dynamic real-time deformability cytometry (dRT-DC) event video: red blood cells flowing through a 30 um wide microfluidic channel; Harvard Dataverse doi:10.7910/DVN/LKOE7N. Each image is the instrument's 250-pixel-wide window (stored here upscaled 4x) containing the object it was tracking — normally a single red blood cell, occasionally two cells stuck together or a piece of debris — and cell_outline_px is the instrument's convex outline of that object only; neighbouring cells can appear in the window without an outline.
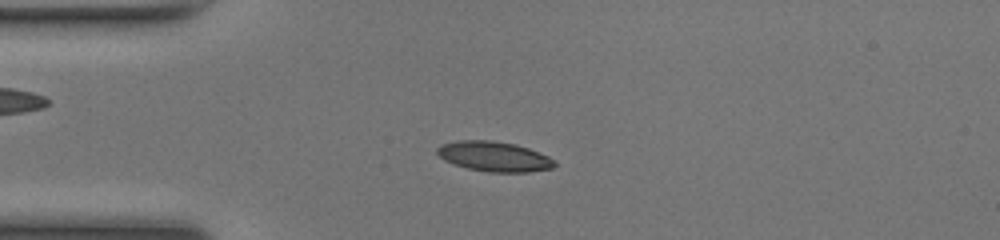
{"species": "common noctule bat (a hibernating species)", "species_latin": "Nyctalus noctula", "temperature_condition": "room temperature", "stored_images_in_passage": 50, "camera_frame_rate_fps": 3000, "um_per_image_px": 0.085, "animal": {"sex": "female", "body_mass_g": 17.0, "forearm_length_mm": 48.0}, "frame": {"image": 1, "passage_image": 13, "time_ms": 4.0, "image_size_px": [1000, 240], "cell_outline_px": [[556, 164], [552, 168], [528, 172], [488, 172], [468, 168], [452, 164], [444, 160], [436, 152], [436, 148], [440, 144], [460, 140], [492, 140], [516, 144], [528, 148], [548, 156]], "centroid_in_image_um": [41.96, 13.29], "position_along_channel_um": 43.0, "area_um2": 20.52}}
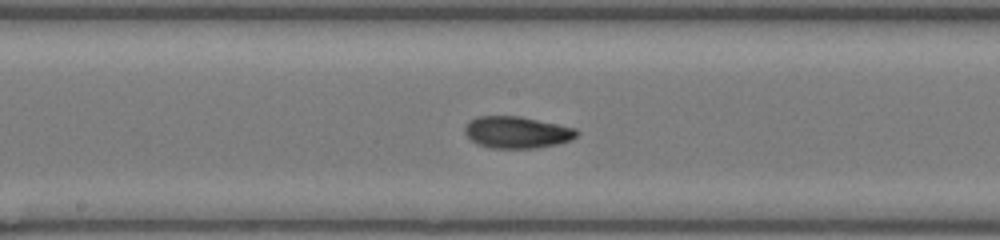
{"frame": {"image": 2, "passage_image": 26, "time_ms": 8.333, "image_size_px": [1000, 240], "cell_outline_px": [[580, 132], [572, 140], [560, 144], [536, 148], [488, 148], [476, 144], [464, 132], [464, 128], [468, 120], [476, 116], [520, 116], [576, 128]], "centroid_in_image_um": [43.94, 11.25], "position_along_channel_um": 204.3, "area_um2": 21.04}}
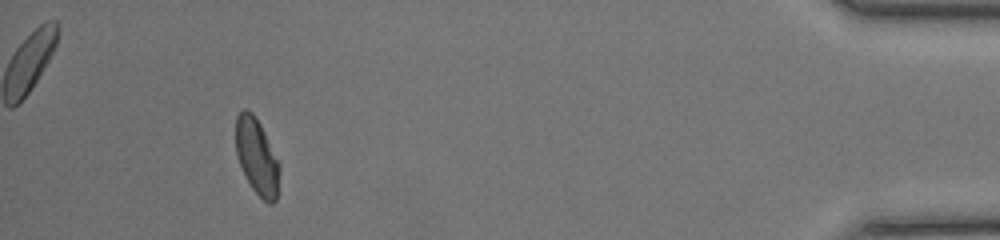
{"frame": {"image": 3, "passage_image": 46, "time_ms": 15.0, "image_size_px": [1000, 240], "cell_outline_px": [[280, 168], [276, 200], [272, 204], [268, 204], [252, 188], [240, 164], [236, 152], [236, 116], [244, 108], [248, 108], [252, 112], [260, 124], [280, 164]], "centroid_in_image_um": [21.84, 13.29], "position_along_channel_um": 413.4, "area_um2": 19.13}, "authors_computed_cell_mechanics": {"area_um2": 19.8832, "velocity_mm_per_s": 4.2029, "shape_relaxation_time_tau1_ms": 5.7995, "shape_relaxation_time_tau2_ms": 1.4044, "deformation_change_tau1": 0.1704, "deformation_change_tau2": 0.0565}}